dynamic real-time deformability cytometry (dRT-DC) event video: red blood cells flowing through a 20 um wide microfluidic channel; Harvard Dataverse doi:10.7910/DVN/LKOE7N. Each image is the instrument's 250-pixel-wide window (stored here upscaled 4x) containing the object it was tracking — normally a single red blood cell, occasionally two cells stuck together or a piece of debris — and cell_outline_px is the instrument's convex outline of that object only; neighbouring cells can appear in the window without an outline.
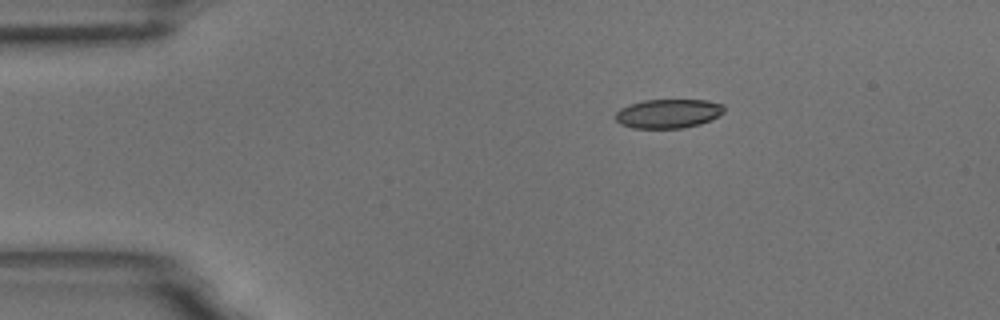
{"species": "common noctule bat (a hibernating species)", "species_latin": "Nyctalus noctula", "temperature_condition": "room temperature", "stored_images_in_passage": 47, "camera_frame_rate_fps": 3000, "um_per_image_px": 0.085, "animal": {"sex": "male", "body_mass_g": 18.8}, "frame": {"image": 1, "passage_image": 1, "time_ms": 0.0, "image_size_px": [1000, 320], "cell_outline_px": [[724, 112], [700, 124], [680, 128], [632, 128], [620, 124], [616, 120], [616, 112], [620, 108], [628, 104], [644, 100], [708, 100], [724, 104]], "centroid_in_image_um": [56.77, 9.64], "position_along_channel_um": 28.2, "area_um2": 18.38}}
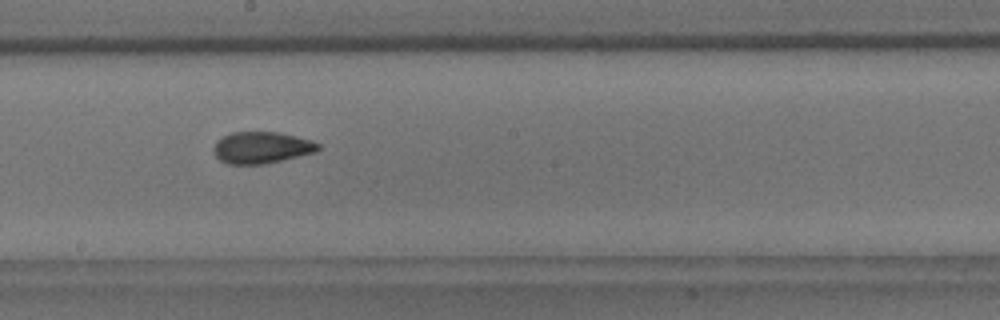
{"frame": {"image": 2, "passage_image": 22, "time_ms": 7.0, "image_size_px": [1000, 320], "cell_outline_px": [[320, 148], [316, 152], [264, 164], [228, 164], [220, 160], [212, 152], [212, 148], [216, 140], [232, 132], [280, 132], [312, 140], [320, 144]], "centroid_in_image_um": [22.22, 12.54], "position_along_channel_um": 226.0, "area_um2": 19.42}}
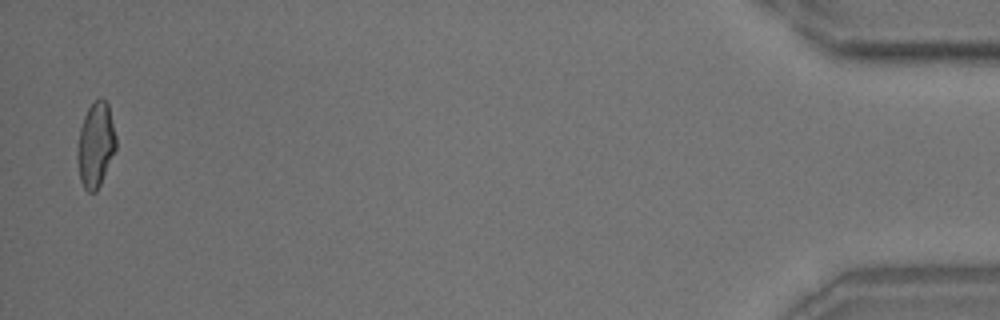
{"frame": {"image": 3, "passage_image": 46, "time_ms": 15.0, "image_size_px": [1000, 320], "cell_outline_px": [[116, 148], [100, 184], [96, 192], [88, 192], [84, 188], [80, 180], [76, 152], [80, 128], [84, 116], [88, 108], [100, 96], [108, 104], [116, 136]], "centroid_in_image_um": [8.12, 12.31], "position_along_channel_um": 427.1, "area_um2": 18.96}, "authors_computed_cell_mechanics": {"area_um2": 19.363, "velocity_mm_per_s": 3.6296, "shape_relaxation_time_tau1_ms": null, "shape_relaxation_time_tau2_ms": 1.6084, "deformation_change_tau1": null, "deformation_change_tau2": 0.0657}}